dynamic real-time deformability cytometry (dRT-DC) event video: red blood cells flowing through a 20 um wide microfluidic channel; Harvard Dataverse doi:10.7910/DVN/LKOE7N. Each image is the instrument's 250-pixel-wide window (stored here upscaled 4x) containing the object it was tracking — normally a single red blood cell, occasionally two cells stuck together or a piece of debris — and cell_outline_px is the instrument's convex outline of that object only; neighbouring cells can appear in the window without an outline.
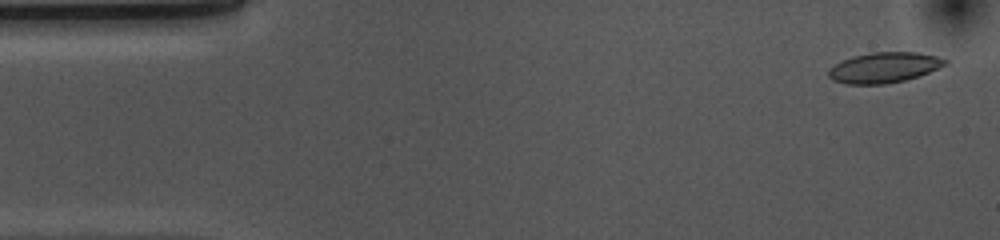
{"species": "common noctule bat (a hibernating species)", "species_latin": "Nyctalus noctula", "temperature_condition": "cold", "stored_images_in_passage": 53, "camera_frame_rate_fps": 3000, "um_per_image_px": 0.085, "animal": {"sex": "female", "body_mass_g": 10.0, "forearm_length_mm": 53.1}, "frame": {"image": 1, "passage_image": 2, "time_ms": 0.333, "image_size_px": [1000, 240], "cell_outline_px": [[948, 64], [928, 72], [904, 80], [884, 84], [844, 84], [832, 80], [828, 76], [828, 68], [852, 56], [872, 52], [916, 52], [936, 56], [948, 60]], "centroid_in_image_um": [75.12, 5.74], "position_along_channel_um": 9.9, "area_um2": 20.58}}
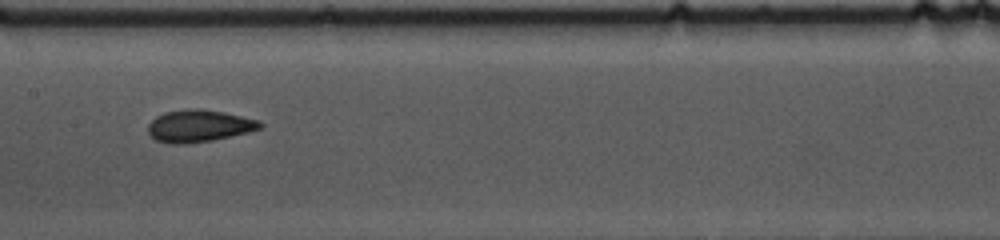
{"frame": {"image": 2, "passage_image": 25, "time_ms": 8.0, "image_size_px": [1000, 240], "cell_outline_px": [[264, 124], [260, 128], [248, 132], [212, 140], [180, 144], [168, 144], [156, 140], [148, 132], [148, 124], [156, 116], [164, 112], [188, 108], [200, 108], [224, 112], [260, 120]], "centroid_in_image_um": [16.9, 10.69], "position_along_channel_um": 190.5, "area_um2": 21.04}}
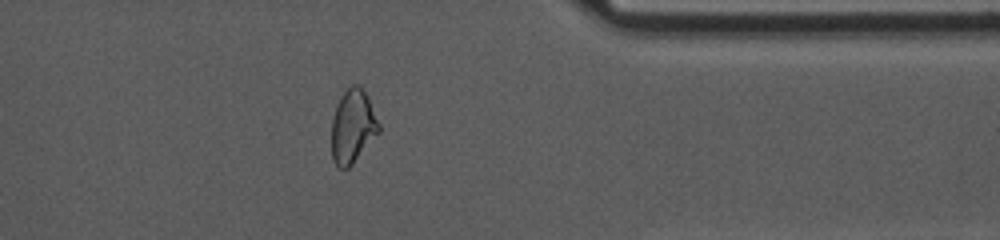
{"frame": {"image": 3, "passage_image": 42, "time_ms": 13.667, "image_size_px": [1000, 240], "cell_outline_px": [[380, 132], [352, 164], [348, 168], [340, 168], [332, 160], [332, 116], [336, 104], [340, 96], [352, 84], [360, 84], [368, 96], [380, 124]], "centroid_in_image_um": [29.99, 10.71], "position_along_channel_um": 381.4, "area_um2": 20.46}, "authors_computed_cell_mechanics": {"area_um2": 20.5768, "velocity_mm_per_s": 3.6582, "shape_relaxation_time_tau1_ms": 6.2626, "shape_relaxation_time_tau2_ms": 1.2599, "deformation_change_tau1": 0.1372, "deformation_change_tau2": 0.078}}